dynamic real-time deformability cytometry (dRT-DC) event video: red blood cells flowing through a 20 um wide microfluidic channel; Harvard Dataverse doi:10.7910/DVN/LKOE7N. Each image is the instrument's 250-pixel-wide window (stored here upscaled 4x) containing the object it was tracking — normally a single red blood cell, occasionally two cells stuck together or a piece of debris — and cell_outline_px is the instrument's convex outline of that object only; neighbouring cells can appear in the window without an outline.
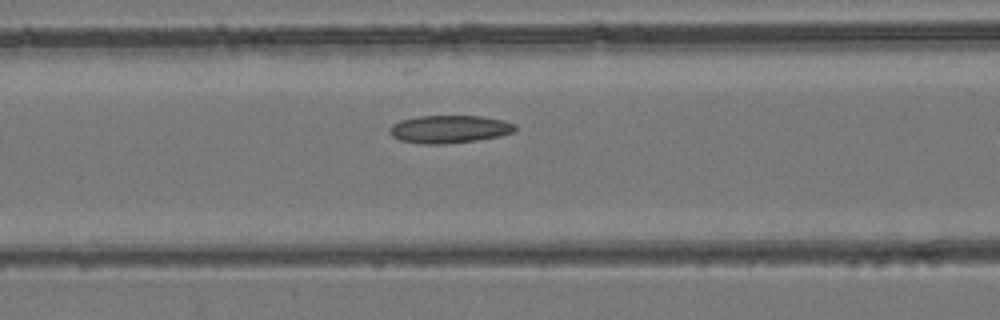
{"species": "common noctule bat (a hibernating species)", "species_latin": "Nyctalus noctula", "temperature_condition": "room temperature", "stored_images_in_passage": 24, "camera_frame_rate_fps": 3000, "um_per_image_px": 0.085, "animal": {"sex": "female", "body_mass_g": 24.6, "forearm_length_mm": 56.2}, "frame": {"image": 1, "passage_image": 14, "time_ms": 4.333, "image_size_px": [1000, 320], "cell_outline_px": [[516, 128], [512, 132], [500, 136], [476, 140], [444, 144], [420, 144], [400, 140], [392, 136], [388, 132], [388, 128], [392, 124], [400, 120], [420, 116], [484, 116], [504, 120], [516, 124]], "centroid_in_image_um": [38.17, 10.97], "position_along_channel_um": 128.4, "area_um2": 20.46}}
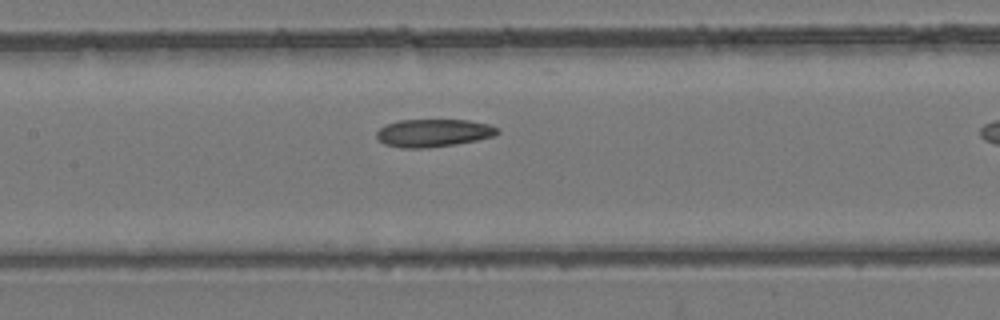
{"frame": {"image": 2, "passage_image": 17, "time_ms": 5.333, "image_size_px": [1000, 320], "cell_outline_px": [[500, 132], [492, 136], [476, 140], [456, 144], [428, 148], [400, 148], [384, 144], [376, 136], [376, 132], [380, 128], [388, 124], [400, 120], [468, 120], [488, 124], [496, 128]], "centroid_in_image_um": [36.81, 11.31], "position_along_channel_um": 170.6, "area_um2": 19.42}}